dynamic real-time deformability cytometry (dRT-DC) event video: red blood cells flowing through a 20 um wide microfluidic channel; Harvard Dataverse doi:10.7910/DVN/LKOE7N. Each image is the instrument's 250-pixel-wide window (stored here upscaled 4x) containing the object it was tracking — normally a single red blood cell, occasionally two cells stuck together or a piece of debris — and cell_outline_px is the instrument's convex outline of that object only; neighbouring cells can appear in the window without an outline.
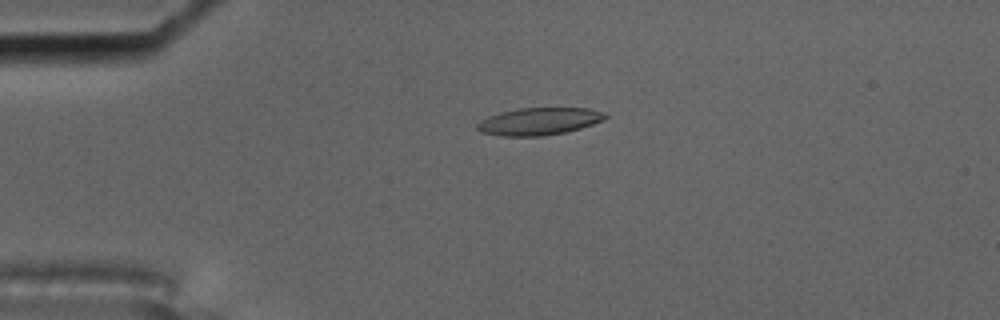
{"species": "common noctule bat (a hibernating species)", "species_latin": "Nyctalus noctula", "temperature_condition": "cold", "stored_images_in_passage": 5, "camera_frame_rate_fps": 3000, "um_per_image_px": 0.085, "animal": {"sex": "male", "body_mass_g": 17.5, "forearm_length_mm": 52.3}, "frame": {"image": 1, "passage_image": 4, "time_ms": 3.333, "image_size_px": [1000, 320], "cell_outline_px": [[608, 116], [604, 120], [580, 128], [564, 132], [544, 136], [504, 136], [480, 132], [476, 128], [476, 124], [480, 120], [488, 116], [500, 112], [520, 108], [588, 108], [604, 112]], "centroid_in_image_um": [45.8, 10.31], "position_along_channel_um": 39.2, "area_um2": 20.4}}